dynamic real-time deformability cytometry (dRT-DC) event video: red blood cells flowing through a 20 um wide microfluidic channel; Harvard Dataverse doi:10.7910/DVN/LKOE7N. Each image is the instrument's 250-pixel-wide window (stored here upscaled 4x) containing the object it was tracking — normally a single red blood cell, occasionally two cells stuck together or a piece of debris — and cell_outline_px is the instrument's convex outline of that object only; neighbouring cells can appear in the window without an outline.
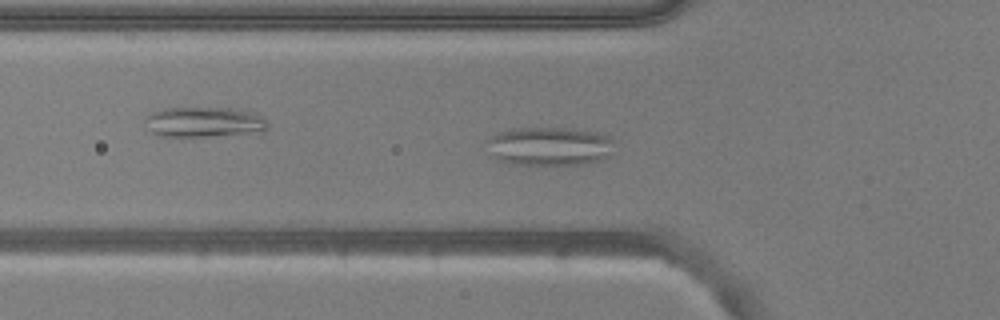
{"species": "common noctule bat (a hibernating species)", "species_latin": "Nyctalus noctula", "temperature_condition": "warm", "stored_images_in_passage": 47, "camera_frame_rate_fps": 3000, "um_per_image_px": 0.085, "animal": {"sex": "male", "body_mass_g": 20.5, "forearm_length_mm": 52.5}, "frame": {"image": 1, "passage_image": 10, "time_ms": 3.0, "image_size_px": [1000, 320], "cell_outline_px": [[612, 140], [608, 156], [600, 160], [580, 164], [512, 164], [488, 156], [488, 140], [496, 132], [512, 128], [568, 128], [596, 132], [608, 136]], "centroid_in_image_um": [46.62, 12.42], "position_along_channel_um": 79.2, "area_um2": 28.55}}
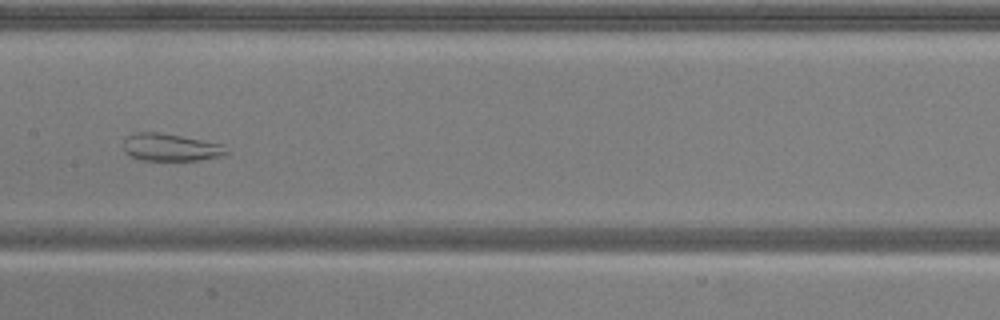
{"frame": {"image": 2, "passage_image": 19, "time_ms": 6.0, "image_size_px": [1000, 320], "cell_outline_px": [[228, 152], [220, 156], [200, 160], [140, 160], [124, 152], [124, 140], [128, 136], [136, 132], [160, 132], [220, 144]], "centroid_in_image_um": [14.44, 12.53], "position_along_channel_um": 193.0, "area_um2": 16.13}}
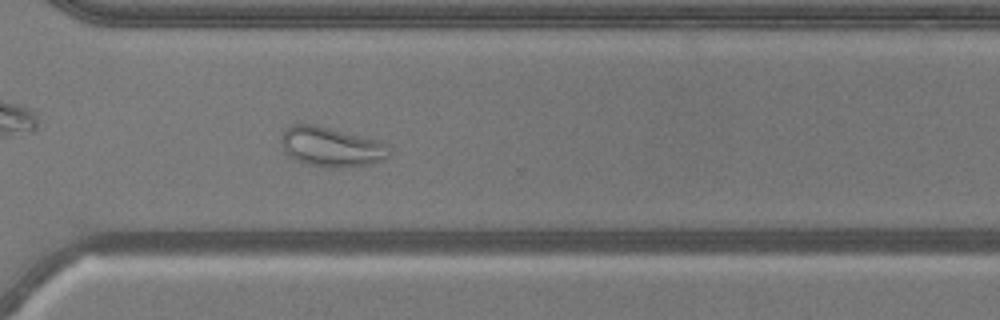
{"frame": {"image": 3, "passage_image": 31, "time_ms": 10.0, "image_size_px": [1000, 320], "cell_outline_px": [[392, 152], [384, 160], [372, 164], [336, 168], [328, 168], [304, 164], [288, 156], [284, 152], [280, 140], [280, 136], [292, 124], [316, 124], [376, 140], [384, 144]], "centroid_in_image_um": [28.12, 12.5], "position_along_channel_um": 342.5, "area_um2": 25.14}, "authors_computed_cell_mechanics": {"area_um2": 26.3568, "velocity_mm_per_s": 3.7558, "shape_relaxation_time_tau1_ms": null, "shape_relaxation_time_tau2_ms": 1.1064, "deformation_change_tau1": null, "deformation_change_tau2": 0.0697}}